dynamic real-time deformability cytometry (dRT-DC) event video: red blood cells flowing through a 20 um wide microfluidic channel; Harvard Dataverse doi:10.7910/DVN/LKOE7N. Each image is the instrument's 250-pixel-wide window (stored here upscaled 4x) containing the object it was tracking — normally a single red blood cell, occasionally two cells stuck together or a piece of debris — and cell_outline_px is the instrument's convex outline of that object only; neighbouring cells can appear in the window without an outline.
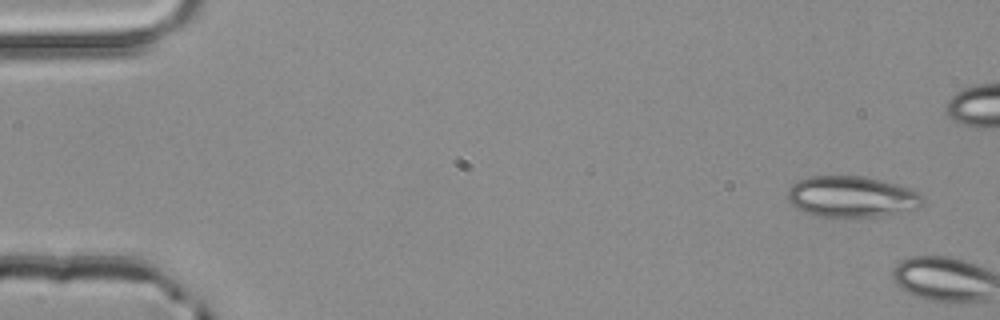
{"species": "common noctule bat (a hibernating species)", "species_latin": "Nyctalus noctula", "temperature_condition": "room temperature", "stored_images_in_passage": 4, "camera_frame_rate_fps": 3000, "um_per_image_px": 0.085, "animal": {"sex": "male", "body_mass_g": 20.4}, "frame": {"image": 1, "passage_image": 1, "time_ms": 0.0, "image_size_px": [1000, 320], "cell_outline_px": [[924, 204], [916, 208], [876, 216], [812, 216], [796, 208], [788, 200], [788, 188], [796, 180], [808, 176], [864, 176], [896, 184], [908, 188], [924, 196]], "centroid_in_image_um": [72.33, 16.7], "position_along_channel_um": 12.7, "area_um2": 32.14}}